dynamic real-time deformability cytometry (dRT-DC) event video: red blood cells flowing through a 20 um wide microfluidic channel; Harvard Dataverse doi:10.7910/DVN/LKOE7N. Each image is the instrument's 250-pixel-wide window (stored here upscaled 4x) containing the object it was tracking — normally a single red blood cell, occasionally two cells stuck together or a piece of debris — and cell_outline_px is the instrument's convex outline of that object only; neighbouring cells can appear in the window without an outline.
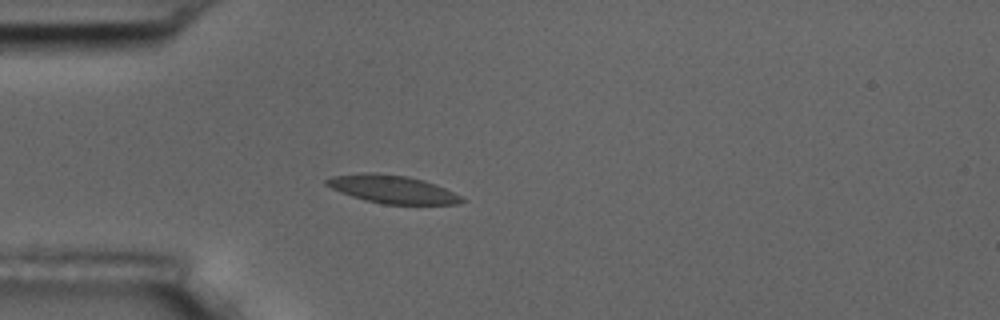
{"species": "common noctule bat (a hibernating species)", "species_latin": "Nyctalus noctula", "temperature_condition": "room temperature", "stored_images_in_passage": 8, "camera_frame_rate_fps": 3000, "um_per_image_px": 0.085, "animal": {"sex": "male", "body_mass_g": 17.5, "forearm_length_mm": 52.3}, "frame": {"image": 1, "passage_image": 5, "time_ms": 5.0, "image_size_px": [1000, 320], "cell_outline_px": [[464, 200], [460, 204], [384, 204], [364, 200], [340, 192], [324, 184], [324, 180], [332, 176], [364, 172], [372, 172], [408, 176], [424, 180], [436, 184], [460, 196]], "centroid_in_image_um": [33.31, 16.07], "position_along_channel_um": 51.7, "area_um2": 22.02}}